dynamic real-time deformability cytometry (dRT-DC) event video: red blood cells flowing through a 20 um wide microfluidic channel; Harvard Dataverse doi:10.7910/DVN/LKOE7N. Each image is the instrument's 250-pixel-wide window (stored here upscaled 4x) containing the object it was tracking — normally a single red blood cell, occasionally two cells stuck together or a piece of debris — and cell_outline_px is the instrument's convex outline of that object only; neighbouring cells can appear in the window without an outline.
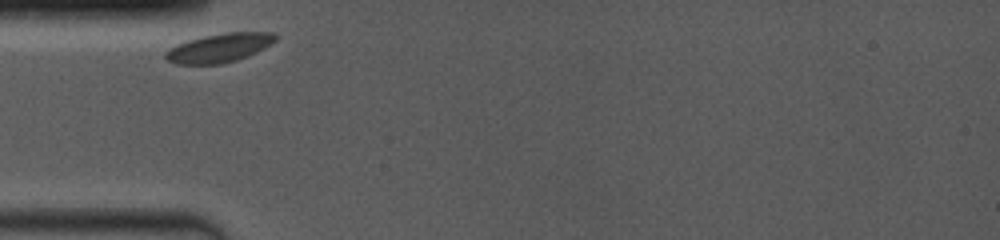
{"species": "common noctule bat (a hibernating species)", "species_latin": "Nyctalus noctula", "temperature_condition": "room temperature", "stored_images_in_passage": 20, "camera_frame_rate_fps": 4000, "um_per_image_px": 0.085, "animal": {"sex": "female", "body_mass_g": 19.0, "forearm_length_mm": 53.3}, "frame": {"image": 1, "passage_image": 1, "time_ms": 0.0, "image_size_px": [1000, 240], "cell_outline_px": [[280, 36], [276, 40], [264, 48], [248, 56], [236, 60], [220, 64], [176, 64], [168, 60], [164, 56], [164, 52], [176, 44], [188, 40], [204, 36], [228, 32], [276, 32]], "centroid_in_image_um": [18.66, 4.06], "position_along_channel_um": 66.3, "area_um2": 18.55}}
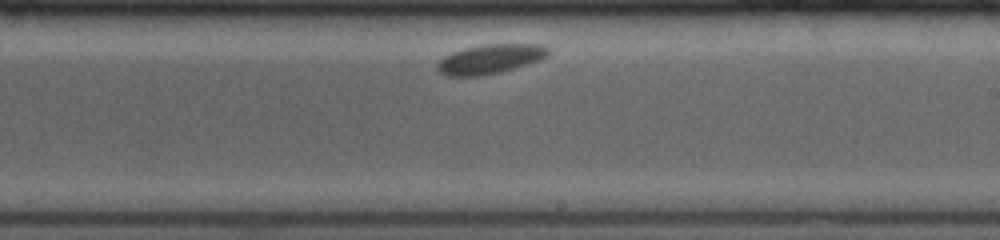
{"frame": {"image": 2, "passage_image": 12, "time_ms": 5.25, "image_size_px": [1000, 240], "cell_outline_px": [[552, 48], [548, 56], [540, 60], [500, 72], [484, 76], [444, 76], [436, 68], [436, 64], [444, 56], [452, 52], [464, 48], [484, 44], [540, 44]], "centroid_in_image_um": [41.67, 5.01], "position_along_channel_um": 247.3, "area_um2": 19.25}}
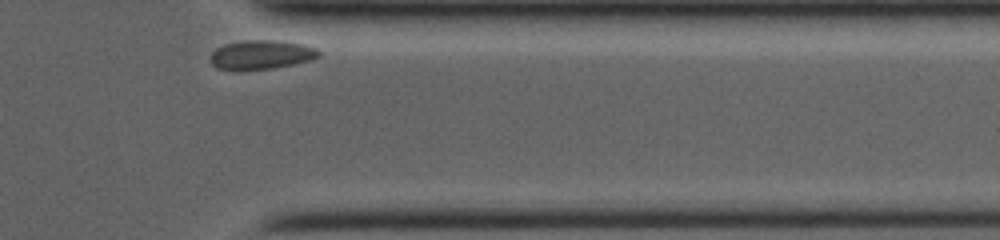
{"frame": {"image": 3, "passage_image": 20, "time_ms": 9.25, "image_size_px": [1000, 240], "cell_outline_px": [[320, 56], [312, 60], [272, 68], [216, 68], [212, 64], [212, 52], [216, 48], [224, 44], [244, 40], [276, 40], [304, 44], [316, 48], [320, 52]], "centroid_in_image_um": [22.27, 4.61], "position_along_channel_um": 389.1, "area_um2": 17.92}}